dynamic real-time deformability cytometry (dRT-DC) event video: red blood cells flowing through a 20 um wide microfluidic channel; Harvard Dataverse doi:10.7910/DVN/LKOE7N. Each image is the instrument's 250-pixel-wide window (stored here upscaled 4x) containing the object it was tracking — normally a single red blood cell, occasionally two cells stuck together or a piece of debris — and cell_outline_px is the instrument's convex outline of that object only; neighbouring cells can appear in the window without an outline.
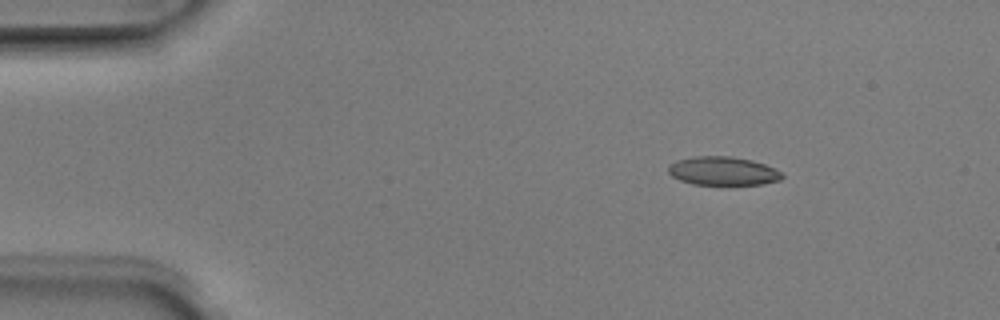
{"species": "Egyptian fruit bat (a non-hibernating species)", "species_latin": "Rousettus aegyptiacus", "temperature_condition": "room temperature", "stored_images_in_passage": 5, "camera_frame_rate_fps": 3000, "um_per_image_px": 0.085, "animal": {"sex": "male"}, "frame": {"image": 1, "passage_image": 3, "time_ms": 0.667, "image_size_px": [1000, 320], "cell_outline_px": [[784, 176], [780, 180], [760, 184], [692, 184], [680, 180], [672, 176], [668, 172], [668, 168], [676, 160], [696, 156], [732, 156], [752, 160], [764, 164], [780, 172]], "centroid_in_image_um": [61.43, 14.53], "position_along_channel_um": 23.6, "area_um2": 18.73}}